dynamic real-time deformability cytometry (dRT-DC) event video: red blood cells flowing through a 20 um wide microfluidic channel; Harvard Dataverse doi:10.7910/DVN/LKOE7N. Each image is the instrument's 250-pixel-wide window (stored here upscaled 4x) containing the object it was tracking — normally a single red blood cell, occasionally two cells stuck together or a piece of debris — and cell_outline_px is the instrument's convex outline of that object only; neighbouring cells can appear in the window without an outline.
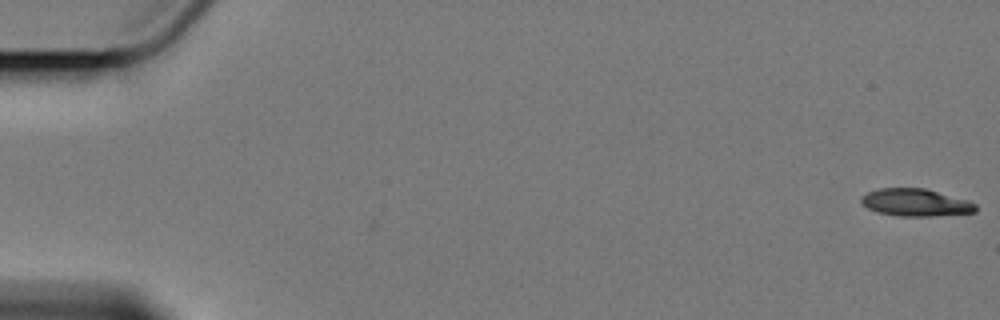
{"species": "Egyptian fruit bat (a non-hibernating species)", "species_latin": "Rousettus aegyptiacus", "temperature_condition": "cold", "stored_images_in_passage": 6, "camera_frame_rate_fps": 3000, "um_per_image_px": 0.085, "animal": {"sex": "female"}, "frame": {"image": 1, "passage_image": 1, "time_ms": 0.0, "image_size_px": [1000, 320], "cell_outline_px": [[976, 212], [932, 216], [900, 216], [880, 212], [868, 208], [860, 200], [860, 196], [868, 192], [880, 188], [924, 188], [968, 200], [976, 204]], "centroid_in_image_um": [77.83, 17.21], "position_along_channel_um": 7.2, "area_um2": 18.09}}
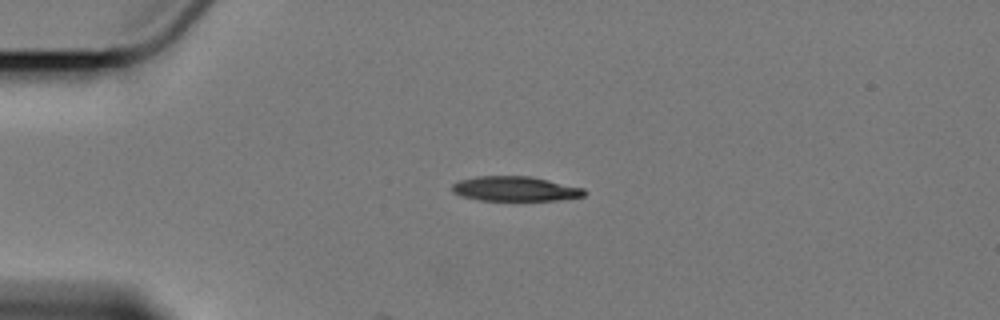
{"frame": {"image": 2, "passage_image": 4, "time_ms": 4.667, "image_size_px": [1000, 320], "cell_outline_px": [[588, 192], [584, 196], [556, 200], [480, 200], [460, 196], [452, 192], [452, 184], [460, 180], [476, 176], [532, 176], [584, 188]], "centroid_in_image_um": [43.79, 16.04], "position_along_channel_um": 41.2, "area_um2": 19.13}}
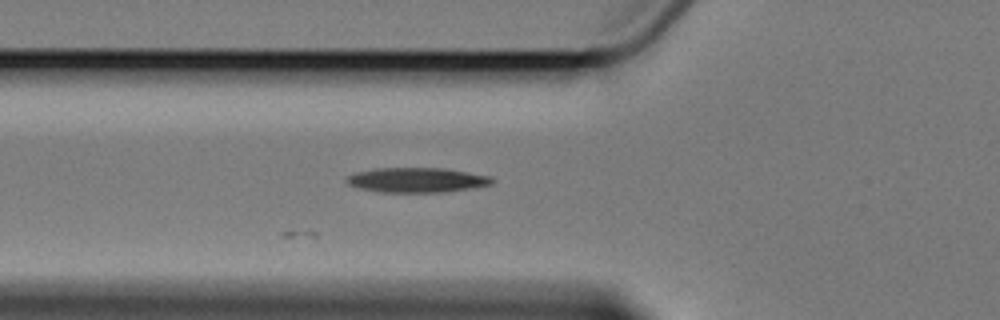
{"frame": {"image": 3, "passage_image": 6, "time_ms": 7.0, "image_size_px": [1000, 320], "cell_outline_px": [[496, 180], [492, 184], [472, 188], [444, 192], [380, 192], [360, 188], [348, 184], [344, 180], [348, 176], [356, 172], [376, 168], [444, 168], [468, 172], [488, 176]], "centroid_in_image_um": [35.43, 15.3], "position_along_channel_um": 90.4, "area_um2": 20.98}}